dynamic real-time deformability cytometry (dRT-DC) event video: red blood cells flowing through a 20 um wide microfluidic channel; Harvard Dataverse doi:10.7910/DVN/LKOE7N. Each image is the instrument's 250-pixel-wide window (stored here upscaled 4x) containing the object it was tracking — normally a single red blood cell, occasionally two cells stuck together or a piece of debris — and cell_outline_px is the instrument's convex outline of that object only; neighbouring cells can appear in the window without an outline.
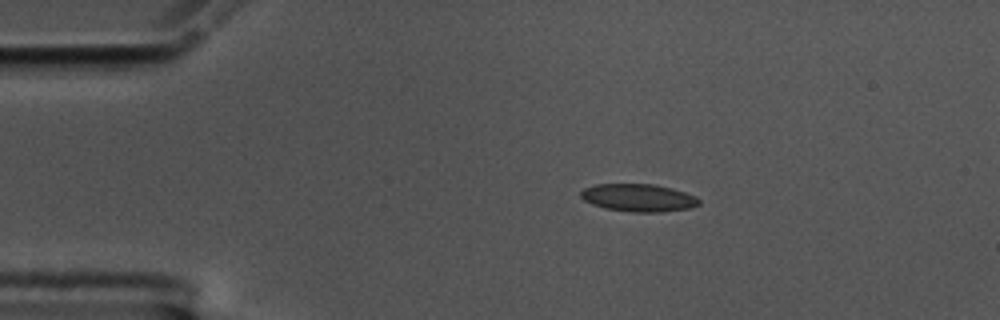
{"species": "common noctule bat (a hibernating species)", "species_latin": "Nyctalus noctula", "temperature_condition": "cold", "stored_images_in_passage": 13, "camera_frame_rate_fps": 3000, "um_per_image_px": 0.085, "animal": {"sex": "male", "body_mass_g": 17.5, "forearm_length_mm": 52.3}, "frame": {"image": 1, "passage_image": 10, "time_ms": 3.0, "image_size_px": [1000, 320], "cell_outline_px": [[700, 204], [688, 208], [660, 212], [632, 212], [604, 208], [592, 204], [584, 200], [580, 196], [580, 192], [584, 188], [596, 184], [656, 184], [672, 188], [696, 196], [700, 200]], "centroid_in_image_um": [54.26, 16.8], "position_along_channel_um": 30.7, "area_um2": 19.07}}